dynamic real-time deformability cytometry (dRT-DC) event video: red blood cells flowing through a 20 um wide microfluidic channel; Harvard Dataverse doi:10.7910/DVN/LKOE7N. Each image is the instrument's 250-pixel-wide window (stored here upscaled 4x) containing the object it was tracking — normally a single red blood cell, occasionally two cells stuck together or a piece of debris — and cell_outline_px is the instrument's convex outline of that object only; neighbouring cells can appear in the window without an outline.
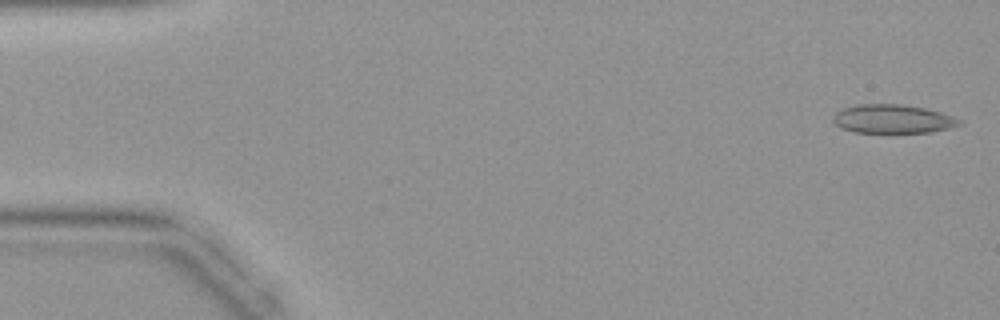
{"species": "common noctule bat (a hibernating species)", "species_latin": "Nyctalus noctula", "temperature_condition": "warm", "stored_images_in_passage": 40, "camera_frame_rate_fps": 3000, "um_per_image_px": 0.085, "animal": {"sex": "female", "body_mass_g": 19.9}, "frame": {"image": 1, "passage_image": 1, "time_ms": 0.0, "image_size_px": [1000, 320], "cell_outline_px": [[964, 124], [932, 132], [852, 132], [840, 128], [832, 120], [832, 116], [836, 112], [844, 108], [856, 104], [900, 104], [924, 108], [940, 112], [952, 116], [960, 120]], "centroid_in_image_um": [75.85, 10.11], "position_along_channel_um": 9.1, "area_um2": 21.1}}
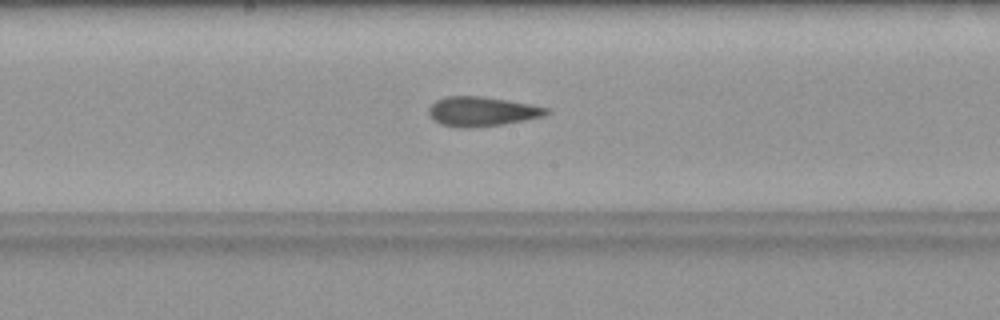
{"frame": {"image": 2, "passage_image": 22, "time_ms": 7.0, "image_size_px": [1000, 320], "cell_outline_px": [[552, 112], [544, 116], [504, 124], [468, 128], [456, 128], [440, 124], [432, 120], [428, 112], [428, 108], [436, 100], [444, 96], [480, 96], [508, 100], [548, 108]], "centroid_in_image_um": [40.92, 9.48], "position_along_channel_um": 207.3, "area_um2": 20.4}}
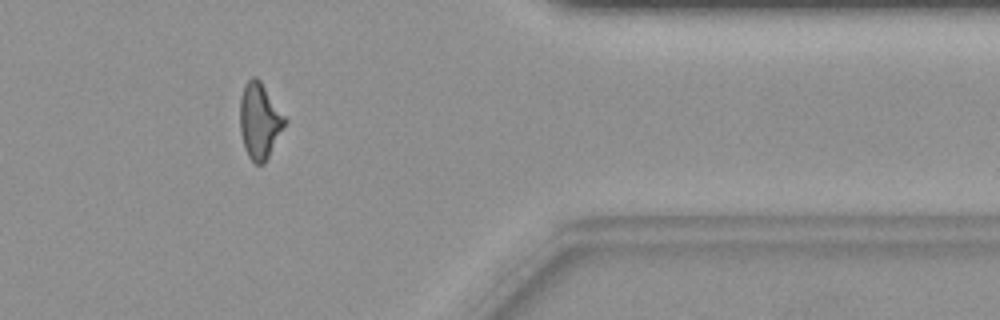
{"frame": {"image": 3, "passage_image": 35, "time_ms": 11.333, "image_size_px": [1000, 320], "cell_outline_px": [[288, 120], [284, 128], [264, 164], [256, 164], [248, 156], [244, 148], [240, 132], [240, 96], [244, 84], [252, 76], [256, 76], [260, 80]], "centroid_in_image_um": [22.06, 10.26], "position_along_channel_um": 389.3, "area_um2": 19.94}}